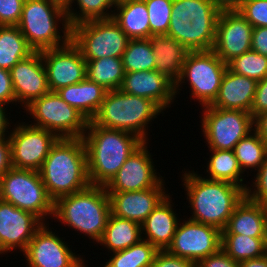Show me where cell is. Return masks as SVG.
<instances>
[{
    "label": "cell",
    "instance_id": "obj_1",
    "mask_svg": "<svg viewBox=\"0 0 267 267\" xmlns=\"http://www.w3.org/2000/svg\"><path fill=\"white\" fill-rule=\"evenodd\" d=\"M184 170L182 182L191 207L190 220L225 229L235 207L246 196L245 190L225 181L211 180L203 174Z\"/></svg>",
    "mask_w": 267,
    "mask_h": 267
},
{
    "label": "cell",
    "instance_id": "obj_2",
    "mask_svg": "<svg viewBox=\"0 0 267 267\" xmlns=\"http://www.w3.org/2000/svg\"><path fill=\"white\" fill-rule=\"evenodd\" d=\"M39 174L54 202L90 186L83 138H58L43 161Z\"/></svg>",
    "mask_w": 267,
    "mask_h": 267
},
{
    "label": "cell",
    "instance_id": "obj_3",
    "mask_svg": "<svg viewBox=\"0 0 267 267\" xmlns=\"http://www.w3.org/2000/svg\"><path fill=\"white\" fill-rule=\"evenodd\" d=\"M91 185L106 186L143 141L136 135L98 126L91 120L82 137Z\"/></svg>",
    "mask_w": 267,
    "mask_h": 267
},
{
    "label": "cell",
    "instance_id": "obj_4",
    "mask_svg": "<svg viewBox=\"0 0 267 267\" xmlns=\"http://www.w3.org/2000/svg\"><path fill=\"white\" fill-rule=\"evenodd\" d=\"M110 214L105 186L90 185L84 190L58 198L54 203L53 219L75 232L87 235L96 244L105 231Z\"/></svg>",
    "mask_w": 267,
    "mask_h": 267
},
{
    "label": "cell",
    "instance_id": "obj_5",
    "mask_svg": "<svg viewBox=\"0 0 267 267\" xmlns=\"http://www.w3.org/2000/svg\"><path fill=\"white\" fill-rule=\"evenodd\" d=\"M220 12L213 0H173L167 36L190 51L212 50Z\"/></svg>",
    "mask_w": 267,
    "mask_h": 267
},
{
    "label": "cell",
    "instance_id": "obj_6",
    "mask_svg": "<svg viewBox=\"0 0 267 267\" xmlns=\"http://www.w3.org/2000/svg\"><path fill=\"white\" fill-rule=\"evenodd\" d=\"M17 26L34 51L58 48L71 40V27L61 0H25Z\"/></svg>",
    "mask_w": 267,
    "mask_h": 267
},
{
    "label": "cell",
    "instance_id": "obj_7",
    "mask_svg": "<svg viewBox=\"0 0 267 267\" xmlns=\"http://www.w3.org/2000/svg\"><path fill=\"white\" fill-rule=\"evenodd\" d=\"M160 113L165 112L152 100L118 89L107 91L104 101L91 121L98 126L132 133L143 142H148V124Z\"/></svg>",
    "mask_w": 267,
    "mask_h": 267
},
{
    "label": "cell",
    "instance_id": "obj_8",
    "mask_svg": "<svg viewBox=\"0 0 267 267\" xmlns=\"http://www.w3.org/2000/svg\"><path fill=\"white\" fill-rule=\"evenodd\" d=\"M0 199L33 213L43 223H49L46 220L54 215L55 202L49 196L39 171L12 167L0 178Z\"/></svg>",
    "mask_w": 267,
    "mask_h": 267
},
{
    "label": "cell",
    "instance_id": "obj_9",
    "mask_svg": "<svg viewBox=\"0 0 267 267\" xmlns=\"http://www.w3.org/2000/svg\"><path fill=\"white\" fill-rule=\"evenodd\" d=\"M226 69L227 64L213 50L190 51L183 63L182 75L175 83V96L187 82L191 88L189 97L195 98L201 107L211 105L218 96Z\"/></svg>",
    "mask_w": 267,
    "mask_h": 267
},
{
    "label": "cell",
    "instance_id": "obj_10",
    "mask_svg": "<svg viewBox=\"0 0 267 267\" xmlns=\"http://www.w3.org/2000/svg\"><path fill=\"white\" fill-rule=\"evenodd\" d=\"M24 110L34 119L30 125L51 131L58 138H82L89 122L56 92L35 99Z\"/></svg>",
    "mask_w": 267,
    "mask_h": 267
},
{
    "label": "cell",
    "instance_id": "obj_11",
    "mask_svg": "<svg viewBox=\"0 0 267 267\" xmlns=\"http://www.w3.org/2000/svg\"><path fill=\"white\" fill-rule=\"evenodd\" d=\"M71 40L80 49L85 61L99 58H121L129 38L110 19L89 20L71 27Z\"/></svg>",
    "mask_w": 267,
    "mask_h": 267
},
{
    "label": "cell",
    "instance_id": "obj_12",
    "mask_svg": "<svg viewBox=\"0 0 267 267\" xmlns=\"http://www.w3.org/2000/svg\"><path fill=\"white\" fill-rule=\"evenodd\" d=\"M201 132L209 150H234L254 130L251 113L242 110L203 106Z\"/></svg>",
    "mask_w": 267,
    "mask_h": 267
},
{
    "label": "cell",
    "instance_id": "obj_13",
    "mask_svg": "<svg viewBox=\"0 0 267 267\" xmlns=\"http://www.w3.org/2000/svg\"><path fill=\"white\" fill-rule=\"evenodd\" d=\"M57 139L51 131L17 121L9 134L12 166L39 171Z\"/></svg>",
    "mask_w": 267,
    "mask_h": 267
},
{
    "label": "cell",
    "instance_id": "obj_14",
    "mask_svg": "<svg viewBox=\"0 0 267 267\" xmlns=\"http://www.w3.org/2000/svg\"><path fill=\"white\" fill-rule=\"evenodd\" d=\"M52 229L49 223H44L35 232L23 252L26 267H87L84 257L76 255Z\"/></svg>",
    "mask_w": 267,
    "mask_h": 267
},
{
    "label": "cell",
    "instance_id": "obj_15",
    "mask_svg": "<svg viewBox=\"0 0 267 267\" xmlns=\"http://www.w3.org/2000/svg\"><path fill=\"white\" fill-rule=\"evenodd\" d=\"M179 221L166 251L194 263L221 249L222 231L214 226L190 219Z\"/></svg>",
    "mask_w": 267,
    "mask_h": 267
},
{
    "label": "cell",
    "instance_id": "obj_16",
    "mask_svg": "<svg viewBox=\"0 0 267 267\" xmlns=\"http://www.w3.org/2000/svg\"><path fill=\"white\" fill-rule=\"evenodd\" d=\"M40 52L50 92L77 84L86 78V61L72 40L64 46Z\"/></svg>",
    "mask_w": 267,
    "mask_h": 267
},
{
    "label": "cell",
    "instance_id": "obj_17",
    "mask_svg": "<svg viewBox=\"0 0 267 267\" xmlns=\"http://www.w3.org/2000/svg\"><path fill=\"white\" fill-rule=\"evenodd\" d=\"M148 144L149 142H143L132 152L105 186L107 192L146 190L155 187L164 178L155 169Z\"/></svg>",
    "mask_w": 267,
    "mask_h": 267
},
{
    "label": "cell",
    "instance_id": "obj_18",
    "mask_svg": "<svg viewBox=\"0 0 267 267\" xmlns=\"http://www.w3.org/2000/svg\"><path fill=\"white\" fill-rule=\"evenodd\" d=\"M43 224L33 213L0 199V255L14 249L23 253Z\"/></svg>",
    "mask_w": 267,
    "mask_h": 267
},
{
    "label": "cell",
    "instance_id": "obj_19",
    "mask_svg": "<svg viewBox=\"0 0 267 267\" xmlns=\"http://www.w3.org/2000/svg\"><path fill=\"white\" fill-rule=\"evenodd\" d=\"M252 32V25L238 11H221L212 50L227 64L251 50Z\"/></svg>",
    "mask_w": 267,
    "mask_h": 267
},
{
    "label": "cell",
    "instance_id": "obj_20",
    "mask_svg": "<svg viewBox=\"0 0 267 267\" xmlns=\"http://www.w3.org/2000/svg\"><path fill=\"white\" fill-rule=\"evenodd\" d=\"M15 93V105L25 109L35 99L50 92L40 51H34L9 70Z\"/></svg>",
    "mask_w": 267,
    "mask_h": 267
},
{
    "label": "cell",
    "instance_id": "obj_21",
    "mask_svg": "<svg viewBox=\"0 0 267 267\" xmlns=\"http://www.w3.org/2000/svg\"><path fill=\"white\" fill-rule=\"evenodd\" d=\"M164 178L153 188L128 192H107L111 214L142 224L168 194Z\"/></svg>",
    "mask_w": 267,
    "mask_h": 267
},
{
    "label": "cell",
    "instance_id": "obj_22",
    "mask_svg": "<svg viewBox=\"0 0 267 267\" xmlns=\"http://www.w3.org/2000/svg\"><path fill=\"white\" fill-rule=\"evenodd\" d=\"M124 93L152 100L162 111L175 101V84L156 70L125 72L120 87Z\"/></svg>",
    "mask_w": 267,
    "mask_h": 267
},
{
    "label": "cell",
    "instance_id": "obj_23",
    "mask_svg": "<svg viewBox=\"0 0 267 267\" xmlns=\"http://www.w3.org/2000/svg\"><path fill=\"white\" fill-rule=\"evenodd\" d=\"M170 193L167 194L141 224L142 239L158 250H166L171 244L180 220L174 211Z\"/></svg>",
    "mask_w": 267,
    "mask_h": 267
},
{
    "label": "cell",
    "instance_id": "obj_24",
    "mask_svg": "<svg viewBox=\"0 0 267 267\" xmlns=\"http://www.w3.org/2000/svg\"><path fill=\"white\" fill-rule=\"evenodd\" d=\"M257 83L254 79L238 75L227 68L221 80L218 96L211 106L250 113Z\"/></svg>",
    "mask_w": 267,
    "mask_h": 267
},
{
    "label": "cell",
    "instance_id": "obj_25",
    "mask_svg": "<svg viewBox=\"0 0 267 267\" xmlns=\"http://www.w3.org/2000/svg\"><path fill=\"white\" fill-rule=\"evenodd\" d=\"M222 234L267 238V206L253 202L245 196L235 207Z\"/></svg>",
    "mask_w": 267,
    "mask_h": 267
},
{
    "label": "cell",
    "instance_id": "obj_26",
    "mask_svg": "<svg viewBox=\"0 0 267 267\" xmlns=\"http://www.w3.org/2000/svg\"><path fill=\"white\" fill-rule=\"evenodd\" d=\"M149 40L155 54V70L175 84L182 75L190 50L167 35H154Z\"/></svg>",
    "mask_w": 267,
    "mask_h": 267
},
{
    "label": "cell",
    "instance_id": "obj_27",
    "mask_svg": "<svg viewBox=\"0 0 267 267\" xmlns=\"http://www.w3.org/2000/svg\"><path fill=\"white\" fill-rule=\"evenodd\" d=\"M56 93L90 121L98 112L107 90L86 77L77 84L60 88Z\"/></svg>",
    "mask_w": 267,
    "mask_h": 267
},
{
    "label": "cell",
    "instance_id": "obj_28",
    "mask_svg": "<svg viewBox=\"0 0 267 267\" xmlns=\"http://www.w3.org/2000/svg\"><path fill=\"white\" fill-rule=\"evenodd\" d=\"M112 18L129 39L150 37L148 11L144 0H118Z\"/></svg>",
    "mask_w": 267,
    "mask_h": 267
},
{
    "label": "cell",
    "instance_id": "obj_29",
    "mask_svg": "<svg viewBox=\"0 0 267 267\" xmlns=\"http://www.w3.org/2000/svg\"><path fill=\"white\" fill-rule=\"evenodd\" d=\"M141 239L140 224L110 214L105 231L97 244L106 247L111 254L127 249Z\"/></svg>",
    "mask_w": 267,
    "mask_h": 267
},
{
    "label": "cell",
    "instance_id": "obj_30",
    "mask_svg": "<svg viewBox=\"0 0 267 267\" xmlns=\"http://www.w3.org/2000/svg\"><path fill=\"white\" fill-rule=\"evenodd\" d=\"M211 155L206 163V172L208 175L205 178L211 180L225 181L242 187L245 191L248 185L244 183L245 179L238 160L235 157L233 150H209Z\"/></svg>",
    "mask_w": 267,
    "mask_h": 267
},
{
    "label": "cell",
    "instance_id": "obj_31",
    "mask_svg": "<svg viewBox=\"0 0 267 267\" xmlns=\"http://www.w3.org/2000/svg\"><path fill=\"white\" fill-rule=\"evenodd\" d=\"M34 50L18 26H0V68L12 69L20 60L28 57Z\"/></svg>",
    "mask_w": 267,
    "mask_h": 267
},
{
    "label": "cell",
    "instance_id": "obj_32",
    "mask_svg": "<svg viewBox=\"0 0 267 267\" xmlns=\"http://www.w3.org/2000/svg\"><path fill=\"white\" fill-rule=\"evenodd\" d=\"M86 77L107 91L120 89L125 70L122 58L108 57L86 61Z\"/></svg>",
    "mask_w": 267,
    "mask_h": 267
},
{
    "label": "cell",
    "instance_id": "obj_33",
    "mask_svg": "<svg viewBox=\"0 0 267 267\" xmlns=\"http://www.w3.org/2000/svg\"><path fill=\"white\" fill-rule=\"evenodd\" d=\"M117 2L118 0H66L64 3L68 24L73 27L89 20L110 19ZM73 3L79 8L78 12Z\"/></svg>",
    "mask_w": 267,
    "mask_h": 267
},
{
    "label": "cell",
    "instance_id": "obj_34",
    "mask_svg": "<svg viewBox=\"0 0 267 267\" xmlns=\"http://www.w3.org/2000/svg\"><path fill=\"white\" fill-rule=\"evenodd\" d=\"M221 249L239 263L267 254V238H254L243 234H222Z\"/></svg>",
    "mask_w": 267,
    "mask_h": 267
},
{
    "label": "cell",
    "instance_id": "obj_35",
    "mask_svg": "<svg viewBox=\"0 0 267 267\" xmlns=\"http://www.w3.org/2000/svg\"><path fill=\"white\" fill-rule=\"evenodd\" d=\"M235 157L243 173L258 171L267 153V143L253 130L234 147ZM248 170V171H246Z\"/></svg>",
    "mask_w": 267,
    "mask_h": 267
},
{
    "label": "cell",
    "instance_id": "obj_36",
    "mask_svg": "<svg viewBox=\"0 0 267 267\" xmlns=\"http://www.w3.org/2000/svg\"><path fill=\"white\" fill-rule=\"evenodd\" d=\"M158 251L154 245L141 239L127 249L112 253L103 267H151Z\"/></svg>",
    "mask_w": 267,
    "mask_h": 267
},
{
    "label": "cell",
    "instance_id": "obj_37",
    "mask_svg": "<svg viewBox=\"0 0 267 267\" xmlns=\"http://www.w3.org/2000/svg\"><path fill=\"white\" fill-rule=\"evenodd\" d=\"M121 58L125 72L155 70V54L149 38L129 39Z\"/></svg>",
    "mask_w": 267,
    "mask_h": 267
},
{
    "label": "cell",
    "instance_id": "obj_38",
    "mask_svg": "<svg viewBox=\"0 0 267 267\" xmlns=\"http://www.w3.org/2000/svg\"><path fill=\"white\" fill-rule=\"evenodd\" d=\"M227 68L238 75L259 82L267 76V57L250 50L229 61Z\"/></svg>",
    "mask_w": 267,
    "mask_h": 267
},
{
    "label": "cell",
    "instance_id": "obj_39",
    "mask_svg": "<svg viewBox=\"0 0 267 267\" xmlns=\"http://www.w3.org/2000/svg\"><path fill=\"white\" fill-rule=\"evenodd\" d=\"M146 3L150 37L167 35L172 12L173 0H144Z\"/></svg>",
    "mask_w": 267,
    "mask_h": 267
},
{
    "label": "cell",
    "instance_id": "obj_40",
    "mask_svg": "<svg viewBox=\"0 0 267 267\" xmlns=\"http://www.w3.org/2000/svg\"><path fill=\"white\" fill-rule=\"evenodd\" d=\"M237 11L253 28L267 27V0H245Z\"/></svg>",
    "mask_w": 267,
    "mask_h": 267
},
{
    "label": "cell",
    "instance_id": "obj_41",
    "mask_svg": "<svg viewBox=\"0 0 267 267\" xmlns=\"http://www.w3.org/2000/svg\"><path fill=\"white\" fill-rule=\"evenodd\" d=\"M256 173L252 175L254 179L251 178L253 181L245 191L246 197L253 202L267 206V153Z\"/></svg>",
    "mask_w": 267,
    "mask_h": 267
},
{
    "label": "cell",
    "instance_id": "obj_42",
    "mask_svg": "<svg viewBox=\"0 0 267 267\" xmlns=\"http://www.w3.org/2000/svg\"><path fill=\"white\" fill-rule=\"evenodd\" d=\"M25 0H0V26H17Z\"/></svg>",
    "mask_w": 267,
    "mask_h": 267
},
{
    "label": "cell",
    "instance_id": "obj_43",
    "mask_svg": "<svg viewBox=\"0 0 267 267\" xmlns=\"http://www.w3.org/2000/svg\"><path fill=\"white\" fill-rule=\"evenodd\" d=\"M151 267H196V263L171 255L166 250H159Z\"/></svg>",
    "mask_w": 267,
    "mask_h": 267
},
{
    "label": "cell",
    "instance_id": "obj_44",
    "mask_svg": "<svg viewBox=\"0 0 267 267\" xmlns=\"http://www.w3.org/2000/svg\"><path fill=\"white\" fill-rule=\"evenodd\" d=\"M196 267H238V262L229 257L222 249L200 260Z\"/></svg>",
    "mask_w": 267,
    "mask_h": 267
},
{
    "label": "cell",
    "instance_id": "obj_45",
    "mask_svg": "<svg viewBox=\"0 0 267 267\" xmlns=\"http://www.w3.org/2000/svg\"><path fill=\"white\" fill-rule=\"evenodd\" d=\"M267 111V76L257 83L255 97L251 108L253 119Z\"/></svg>",
    "mask_w": 267,
    "mask_h": 267
},
{
    "label": "cell",
    "instance_id": "obj_46",
    "mask_svg": "<svg viewBox=\"0 0 267 267\" xmlns=\"http://www.w3.org/2000/svg\"><path fill=\"white\" fill-rule=\"evenodd\" d=\"M0 103L9 105L15 103V93L9 70L0 68Z\"/></svg>",
    "mask_w": 267,
    "mask_h": 267
},
{
    "label": "cell",
    "instance_id": "obj_47",
    "mask_svg": "<svg viewBox=\"0 0 267 267\" xmlns=\"http://www.w3.org/2000/svg\"><path fill=\"white\" fill-rule=\"evenodd\" d=\"M251 50L267 57V27L253 28Z\"/></svg>",
    "mask_w": 267,
    "mask_h": 267
},
{
    "label": "cell",
    "instance_id": "obj_48",
    "mask_svg": "<svg viewBox=\"0 0 267 267\" xmlns=\"http://www.w3.org/2000/svg\"><path fill=\"white\" fill-rule=\"evenodd\" d=\"M11 144L9 137L0 139V178L12 168Z\"/></svg>",
    "mask_w": 267,
    "mask_h": 267
},
{
    "label": "cell",
    "instance_id": "obj_49",
    "mask_svg": "<svg viewBox=\"0 0 267 267\" xmlns=\"http://www.w3.org/2000/svg\"><path fill=\"white\" fill-rule=\"evenodd\" d=\"M254 131L260 136V138L267 143V111L258 114L253 119Z\"/></svg>",
    "mask_w": 267,
    "mask_h": 267
},
{
    "label": "cell",
    "instance_id": "obj_50",
    "mask_svg": "<svg viewBox=\"0 0 267 267\" xmlns=\"http://www.w3.org/2000/svg\"><path fill=\"white\" fill-rule=\"evenodd\" d=\"M5 106L7 105L0 103V139L9 137L10 134L9 129L12 127L11 124L13 123L9 122V120L10 121L12 120L8 117V114L10 113H7L8 107L5 108Z\"/></svg>",
    "mask_w": 267,
    "mask_h": 267
},
{
    "label": "cell",
    "instance_id": "obj_51",
    "mask_svg": "<svg viewBox=\"0 0 267 267\" xmlns=\"http://www.w3.org/2000/svg\"><path fill=\"white\" fill-rule=\"evenodd\" d=\"M220 11H237L245 0H213Z\"/></svg>",
    "mask_w": 267,
    "mask_h": 267
},
{
    "label": "cell",
    "instance_id": "obj_52",
    "mask_svg": "<svg viewBox=\"0 0 267 267\" xmlns=\"http://www.w3.org/2000/svg\"><path fill=\"white\" fill-rule=\"evenodd\" d=\"M238 267H267V254L259 258L239 262Z\"/></svg>",
    "mask_w": 267,
    "mask_h": 267
}]
</instances>
